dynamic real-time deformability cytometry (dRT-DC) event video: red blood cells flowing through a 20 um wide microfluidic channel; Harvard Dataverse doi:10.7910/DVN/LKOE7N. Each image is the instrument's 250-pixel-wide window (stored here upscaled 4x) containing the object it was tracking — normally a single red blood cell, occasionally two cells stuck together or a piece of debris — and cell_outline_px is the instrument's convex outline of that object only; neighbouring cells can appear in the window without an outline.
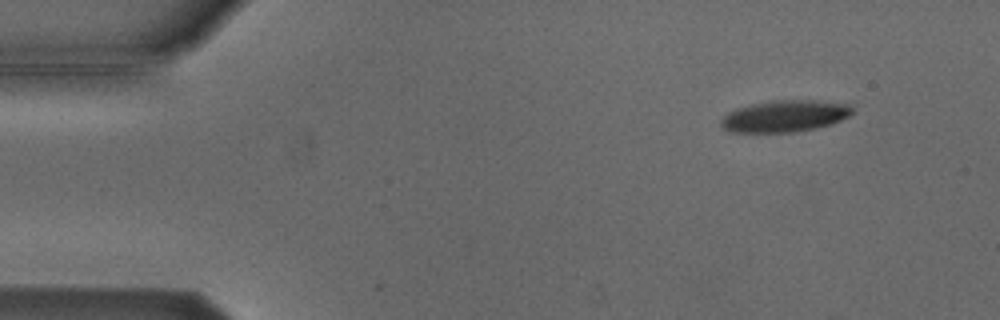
{"species": "Egyptian fruit bat (a non-hibernating species)", "species_latin": "Rousettus aegyptiacus", "temperature_condition": "cold", "stored_images_in_passage": 5, "camera_frame_rate_fps": 3000, "um_per_image_px": 0.085, "animal": {"sex": "male"}, "frame": {"image": 1, "passage_image": 2, "time_ms": 1.0, "image_size_px": [1000, 320], "cell_outline_px": [[856, 112], [832, 124], [816, 128], [796, 132], [728, 132], [720, 124], [720, 120], [728, 112], [752, 104], [772, 100], [816, 100], [848, 104]], "centroid_in_image_um": [66.73, 9.87], "position_along_channel_um": 18.3, "area_um2": 24.28}}